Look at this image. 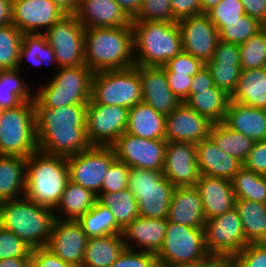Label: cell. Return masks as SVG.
I'll return each mask as SVG.
<instances>
[{"mask_svg":"<svg viewBox=\"0 0 266 267\" xmlns=\"http://www.w3.org/2000/svg\"><path fill=\"white\" fill-rule=\"evenodd\" d=\"M33 104L39 151L67 158L92 147L86 130L87 104L52 109L35 98Z\"/></svg>","mask_w":266,"mask_h":267,"instance_id":"1","label":"cell"},{"mask_svg":"<svg viewBox=\"0 0 266 267\" xmlns=\"http://www.w3.org/2000/svg\"><path fill=\"white\" fill-rule=\"evenodd\" d=\"M84 61L93 72L135 66L132 26L85 28Z\"/></svg>","mask_w":266,"mask_h":267,"instance_id":"2","label":"cell"},{"mask_svg":"<svg viewBox=\"0 0 266 267\" xmlns=\"http://www.w3.org/2000/svg\"><path fill=\"white\" fill-rule=\"evenodd\" d=\"M54 221L53 209L26 197L0 202V227L13 232L32 249L47 246Z\"/></svg>","mask_w":266,"mask_h":267,"instance_id":"3","label":"cell"},{"mask_svg":"<svg viewBox=\"0 0 266 267\" xmlns=\"http://www.w3.org/2000/svg\"><path fill=\"white\" fill-rule=\"evenodd\" d=\"M69 181L66 157L37 150L26 158L24 197L39 205L55 209Z\"/></svg>","mask_w":266,"mask_h":267,"instance_id":"4","label":"cell"},{"mask_svg":"<svg viewBox=\"0 0 266 267\" xmlns=\"http://www.w3.org/2000/svg\"><path fill=\"white\" fill-rule=\"evenodd\" d=\"M136 66L163 67L183 51L177 22H132Z\"/></svg>","mask_w":266,"mask_h":267,"instance_id":"5","label":"cell"},{"mask_svg":"<svg viewBox=\"0 0 266 267\" xmlns=\"http://www.w3.org/2000/svg\"><path fill=\"white\" fill-rule=\"evenodd\" d=\"M51 75L34 91V98L43 107L55 109L63 105L88 104L94 73L86 65L59 67Z\"/></svg>","mask_w":266,"mask_h":267,"instance_id":"6","label":"cell"},{"mask_svg":"<svg viewBox=\"0 0 266 267\" xmlns=\"http://www.w3.org/2000/svg\"><path fill=\"white\" fill-rule=\"evenodd\" d=\"M160 266L203 267L213 258L205 246L204 228L167 221L164 242L156 254Z\"/></svg>","mask_w":266,"mask_h":267,"instance_id":"7","label":"cell"},{"mask_svg":"<svg viewBox=\"0 0 266 267\" xmlns=\"http://www.w3.org/2000/svg\"><path fill=\"white\" fill-rule=\"evenodd\" d=\"M37 150L33 102L0 110V155L27 158Z\"/></svg>","mask_w":266,"mask_h":267,"instance_id":"8","label":"cell"},{"mask_svg":"<svg viewBox=\"0 0 266 267\" xmlns=\"http://www.w3.org/2000/svg\"><path fill=\"white\" fill-rule=\"evenodd\" d=\"M174 188L162 171L133 167L129 169L128 189L137 200L141 217L167 218Z\"/></svg>","mask_w":266,"mask_h":267,"instance_id":"9","label":"cell"},{"mask_svg":"<svg viewBox=\"0 0 266 267\" xmlns=\"http://www.w3.org/2000/svg\"><path fill=\"white\" fill-rule=\"evenodd\" d=\"M91 99L97 104L133 108L142 102L138 66L94 73Z\"/></svg>","mask_w":266,"mask_h":267,"instance_id":"10","label":"cell"},{"mask_svg":"<svg viewBox=\"0 0 266 267\" xmlns=\"http://www.w3.org/2000/svg\"><path fill=\"white\" fill-rule=\"evenodd\" d=\"M205 246L213 260L230 261L247 244L240 216L234 207L204 224Z\"/></svg>","mask_w":266,"mask_h":267,"instance_id":"11","label":"cell"},{"mask_svg":"<svg viewBox=\"0 0 266 267\" xmlns=\"http://www.w3.org/2000/svg\"><path fill=\"white\" fill-rule=\"evenodd\" d=\"M115 159L111 146H92L69 156L66 158L69 180L98 196L101 193L104 176Z\"/></svg>","mask_w":266,"mask_h":267,"instance_id":"12","label":"cell"},{"mask_svg":"<svg viewBox=\"0 0 266 267\" xmlns=\"http://www.w3.org/2000/svg\"><path fill=\"white\" fill-rule=\"evenodd\" d=\"M59 67L85 65V28L74 14H66L44 33Z\"/></svg>","mask_w":266,"mask_h":267,"instance_id":"13","label":"cell"},{"mask_svg":"<svg viewBox=\"0 0 266 267\" xmlns=\"http://www.w3.org/2000/svg\"><path fill=\"white\" fill-rule=\"evenodd\" d=\"M128 108L97 104L92 99L86 109L87 137L92 146H111L128 124Z\"/></svg>","mask_w":266,"mask_h":267,"instance_id":"14","label":"cell"},{"mask_svg":"<svg viewBox=\"0 0 266 267\" xmlns=\"http://www.w3.org/2000/svg\"><path fill=\"white\" fill-rule=\"evenodd\" d=\"M167 141L146 139L124 132L112 145L116 159L129 167L162 171Z\"/></svg>","mask_w":266,"mask_h":267,"instance_id":"15","label":"cell"},{"mask_svg":"<svg viewBox=\"0 0 266 267\" xmlns=\"http://www.w3.org/2000/svg\"><path fill=\"white\" fill-rule=\"evenodd\" d=\"M65 15L51 0H12V24L23 34H44Z\"/></svg>","mask_w":266,"mask_h":267,"instance_id":"16","label":"cell"},{"mask_svg":"<svg viewBox=\"0 0 266 267\" xmlns=\"http://www.w3.org/2000/svg\"><path fill=\"white\" fill-rule=\"evenodd\" d=\"M182 37L183 51L200 59L204 64L211 60L219 32L206 13L177 21Z\"/></svg>","mask_w":266,"mask_h":267,"instance_id":"17","label":"cell"},{"mask_svg":"<svg viewBox=\"0 0 266 267\" xmlns=\"http://www.w3.org/2000/svg\"><path fill=\"white\" fill-rule=\"evenodd\" d=\"M211 122L181 102L170 114L166 115L165 140L167 142L199 143L209 137Z\"/></svg>","mask_w":266,"mask_h":267,"instance_id":"18","label":"cell"},{"mask_svg":"<svg viewBox=\"0 0 266 267\" xmlns=\"http://www.w3.org/2000/svg\"><path fill=\"white\" fill-rule=\"evenodd\" d=\"M88 237L77 220L55 218L48 248L64 262L81 267Z\"/></svg>","mask_w":266,"mask_h":267,"instance_id":"19","label":"cell"},{"mask_svg":"<svg viewBox=\"0 0 266 267\" xmlns=\"http://www.w3.org/2000/svg\"><path fill=\"white\" fill-rule=\"evenodd\" d=\"M162 174L175 186H195L199 179L196 144L167 142Z\"/></svg>","mask_w":266,"mask_h":267,"instance_id":"20","label":"cell"},{"mask_svg":"<svg viewBox=\"0 0 266 267\" xmlns=\"http://www.w3.org/2000/svg\"><path fill=\"white\" fill-rule=\"evenodd\" d=\"M142 101L164 115L170 114L181 101L168 86L163 67L138 66Z\"/></svg>","mask_w":266,"mask_h":267,"instance_id":"21","label":"cell"},{"mask_svg":"<svg viewBox=\"0 0 266 267\" xmlns=\"http://www.w3.org/2000/svg\"><path fill=\"white\" fill-rule=\"evenodd\" d=\"M84 28L131 26L132 20L116 0H79L74 13Z\"/></svg>","mask_w":266,"mask_h":267,"instance_id":"22","label":"cell"},{"mask_svg":"<svg viewBox=\"0 0 266 267\" xmlns=\"http://www.w3.org/2000/svg\"><path fill=\"white\" fill-rule=\"evenodd\" d=\"M166 228V218L138 216L122 230L125 246L130 250L157 254L163 245Z\"/></svg>","mask_w":266,"mask_h":267,"instance_id":"23","label":"cell"},{"mask_svg":"<svg viewBox=\"0 0 266 267\" xmlns=\"http://www.w3.org/2000/svg\"><path fill=\"white\" fill-rule=\"evenodd\" d=\"M166 219L191 228H204L206 218L199 190L195 186L175 187Z\"/></svg>","mask_w":266,"mask_h":267,"instance_id":"24","label":"cell"},{"mask_svg":"<svg viewBox=\"0 0 266 267\" xmlns=\"http://www.w3.org/2000/svg\"><path fill=\"white\" fill-rule=\"evenodd\" d=\"M195 187L199 190L206 220L235 207L236 197L230 180L200 174Z\"/></svg>","mask_w":266,"mask_h":267,"instance_id":"25","label":"cell"},{"mask_svg":"<svg viewBox=\"0 0 266 267\" xmlns=\"http://www.w3.org/2000/svg\"><path fill=\"white\" fill-rule=\"evenodd\" d=\"M197 166L200 174L232 180L243 163L219 149L208 137L196 144Z\"/></svg>","mask_w":266,"mask_h":267,"instance_id":"26","label":"cell"},{"mask_svg":"<svg viewBox=\"0 0 266 267\" xmlns=\"http://www.w3.org/2000/svg\"><path fill=\"white\" fill-rule=\"evenodd\" d=\"M223 123L254 142L266 139V113L264 109L230 100Z\"/></svg>","mask_w":266,"mask_h":267,"instance_id":"27","label":"cell"},{"mask_svg":"<svg viewBox=\"0 0 266 267\" xmlns=\"http://www.w3.org/2000/svg\"><path fill=\"white\" fill-rule=\"evenodd\" d=\"M166 115L140 102L128 111L126 132L146 139H165Z\"/></svg>","mask_w":266,"mask_h":267,"instance_id":"28","label":"cell"},{"mask_svg":"<svg viewBox=\"0 0 266 267\" xmlns=\"http://www.w3.org/2000/svg\"><path fill=\"white\" fill-rule=\"evenodd\" d=\"M26 158L0 155V202L24 197Z\"/></svg>","mask_w":266,"mask_h":267,"instance_id":"29","label":"cell"},{"mask_svg":"<svg viewBox=\"0 0 266 267\" xmlns=\"http://www.w3.org/2000/svg\"><path fill=\"white\" fill-rule=\"evenodd\" d=\"M230 100L264 109L266 107V67L242 70Z\"/></svg>","mask_w":266,"mask_h":267,"instance_id":"30","label":"cell"},{"mask_svg":"<svg viewBox=\"0 0 266 267\" xmlns=\"http://www.w3.org/2000/svg\"><path fill=\"white\" fill-rule=\"evenodd\" d=\"M125 248L122 234L88 238L81 267H110Z\"/></svg>","mask_w":266,"mask_h":267,"instance_id":"31","label":"cell"},{"mask_svg":"<svg viewBox=\"0 0 266 267\" xmlns=\"http://www.w3.org/2000/svg\"><path fill=\"white\" fill-rule=\"evenodd\" d=\"M98 196L81 185L68 181L61 200L53 210L55 218L78 220L96 203Z\"/></svg>","mask_w":266,"mask_h":267,"instance_id":"32","label":"cell"},{"mask_svg":"<svg viewBox=\"0 0 266 267\" xmlns=\"http://www.w3.org/2000/svg\"><path fill=\"white\" fill-rule=\"evenodd\" d=\"M184 102L211 122L219 123L224 120L230 96L214 85L209 89L190 90L189 97Z\"/></svg>","mask_w":266,"mask_h":267,"instance_id":"33","label":"cell"},{"mask_svg":"<svg viewBox=\"0 0 266 267\" xmlns=\"http://www.w3.org/2000/svg\"><path fill=\"white\" fill-rule=\"evenodd\" d=\"M21 70L0 72V110L12 109L23 102L34 101L35 88L21 77Z\"/></svg>","mask_w":266,"mask_h":267,"instance_id":"34","label":"cell"},{"mask_svg":"<svg viewBox=\"0 0 266 267\" xmlns=\"http://www.w3.org/2000/svg\"><path fill=\"white\" fill-rule=\"evenodd\" d=\"M235 208L240 216L246 241L263 243L266 239V203L236 199Z\"/></svg>","mask_w":266,"mask_h":267,"instance_id":"35","label":"cell"},{"mask_svg":"<svg viewBox=\"0 0 266 267\" xmlns=\"http://www.w3.org/2000/svg\"><path fill=\"white\" fill-rule=\"evenodd\" d=\"M32 63L33 67H43L53 65L58 69V62L53 49L47 42L44 34H24L19 52V62L17 69L23 70V64Z\"/></svg>","mask_w":266,"mask_h":267,"instance_id":"36","label":"cell"},{"mask_svg":"<svg viewBox=\"0 0 266 267\" xmlns=\"http://www.w3.org/2000/svg\"><path fill=\"white\" fill-rule=\"evenodd\" d=\"M209 137L216 146L242 163L252 150L254 141L240 132L228 128L223 122L213 123Z\"/></svg>","mask_w":266,"mask_h":267,"instance_id":"37","label":"cell"},{"mask_svg":"<svg viewBox=\"0 0 266 267\" xmlns=\"http://www.w3.org/2000/svg\"><path fill=\"white\" fill-rule=\"evenodd\" d=\"M88 238L122 234V228L116 223L110 208L98 200L95 205L77 220Z\"/></svg>","mask_w":266,"mask_h":267,"instance_id":"38","label":"cell"},{"mask_svg":"<svg viewBox=\"0 0 266 267\" xmlns=\"http://www.w3.org/2000/svg\"><path fill=\"white\" fill-rule=\"evenodd\" d=\"M97 200L110 208L122 229L139 216L137 200L128 188L113 193H100Z\"/></svg>","mask_w":266,"mask_h":267,"instance_id":"39","label":"cell"},{"mask_svg":"<svg viewBox=\"0 0 266 267\" xmlns=\"http://www.w3.org/2000/svg\"><path fill=\"white\" fill-rule=\"evenodd\" d=\"M231 182L236 199L266 203V184L262 174L242 167Z\"/></svg>","mask_w":266,"mask_h":267,"instance_id":"40","label":"cell"},{"mask_svg":"<svg viewBox=\"0 0 266 267\" xmlns=\"http://www.w3.org/2000/svg\"><path fill=\"white\" fill-rule=\"evenodd\" d=\"M23 35L13 24L0 26V72L17 69Z\"/></svg>","mask_w":266,"mask_h":267,"instance_id":"41","label":"cell"},{"mask_svg":"<svg viewBox=\"0 0 266 267\" xmlns=\"http://www.w3.org/2000/svg\"><path fill=\"white\" fill-rule=\"evenodd\" d=\"M241 70L266 67V27L239 45Z\"/></svg>","mask_w":266,"mask_h":267,"instance_id":"42","label":"cell"},{"mask_svg":"<svg viewBox=\"0 0 266 267\" xmlns=\"http://www.w3.org/2000/svg\"><path fill=\"white\" fill-rule=\"evenodd\" d=\"M264 27L258 20L244 14L239 20L225 22V26L219 31V40L241 45Z\"/></svg>","mask_w":266,"mask_h":267,"instance_id":"43","label":"cell"},{"mask_svg":"<svg viewBox=\"0 0 266 267\" xmlns=\"http://www.w3.org/2000/svg\"><path fill=\"white\" fill-rule=\"evenodd\" d=\"M214 85L229 96L235 91L241 74L240 64L216 63L212 59L205 63Z\"/></svg>","mask_w":266,"mask_h":267,"instance_id":"44","label":"cell"},{"mask_svg":"<svg viewBox=\"0 0 266 267\" xmlns=\"http://www.w3.org/2000/svg\"><path fill=\"white\" fill-rule=\"evenodd\" d=\"M145 21L176 22L173 19L171 0H143L132 22Z\"/></svg>","mask_w":266,"mask_h":267,"instance_id":"45","label":"cell"},{"mask_svg":"<svg viewBox=\"0 0 266 267\" xmlns=\"http://www.w3.org/2000/svg\"><path fill=\"white\" fill-rule=\"evenodd\" d=\"M206 14L219 32L225 26V22L239 20L245 14V10L240 0H221Z\"/></svg>","mask_w":266,"mask_h":267,"instance_id":"46","label":"cell"},{"mask_svg":"<svg viewBox=\"0 0 266 267\" xmlns=\"http://www.w3.org/2000/svg\"><path fill=\"white\" fill-rule=\"evenodd\" d=\"M130 167L115 159L104 176L101 193H113L128 188Z\"/></svg>","mask_w":266,"mask_h":267,"instance_id":"47","label":"cell"},{"mask_svg":"<svg viewBox=\"0 0 266 267\" xmlns=\"http://www.w3.org/2000/svg\"><path fill=\"white\" fill-rule=\"evenodd\" d=\"M32 248L13 232L0 227V260L30 257Z\"/></svg>","mask_w":266,"mask_h":267,"instance_id":"48","label":"cell"},{"mask_svg":"<svg viewBox=\"0 0 266 267\" xmlns=\"http://www.w3.org/2000/svg\"><path fill=\"white\" fill-rule=\"evenodd\" d=\"M231 267H266V245L249 243L230 260Z\"/></svg>","mask_w":266,"mask_h":267,"instance_id":"49","label":"cell"},{"mask_svg":"<svg viewBox=\"0 0 266 267\" xmlns=\"http://www.w3.org/2000/svg\"><path fill=\"white\" fill-rule=\"evenodd\" d=\"M110 267H160V264L154 253L125 248Z\"/></svg>","mask_w":266,"mask_h":267,"instance_id":"50","label":"cell"},{"mask_svg":"<svg viewBox=\"0 0 266 267\" xmlns=\"http://www.w3.org/2000/svg\"><path fill=\"white\" fill-rule=\"evenodd\" d=\"M205 64L193 55L182 51L170 59L164 66L165 73H182L194 76Z\"/></svg>","mask_w":266,"mask_h":267,"instance_id":"51","label":"cell"},{"mask_svg":"<svg viewBox=\"0 0 266 267\" xmlns=\"http://www.w3.org/2000/svg\"><path fill=\"white\" fill-rule=\"evenodd\" d=\"M27 267H75L74 265L64 262L48 248H34L27 262Z\"/></svg>","mask_w":266,"mask_h":267,"instance_id":"52","label":"cell"},{"mask_svg":"<svg viewBox=\"0 0 266 267\" xmlns=\"http://www.w3.org/2000/svg\"><path fill=\"white\" fill-rule=\"evenodd\" d=\"M243 167L262 175L266 174V139L254 142Z\"/></svg>","mask_w":266,"mask_h":267,"instance_id":"53","label":"cell"},{"mask_svg":"<svg viewBox=\"0 0 266 267\" xmlns=\"http://www.w3.org/2000/svg\"><path fill=\"white\" fill-rule=\"evenodd\" d=\"M166 77L171 91L184 102L189 97L193 77L182 73H166Z\"/></svg>","mask_w":266,"mask_h":267,"instance_id":"54","label":"cell"},{"mask_svg":"<svg viewBox=\"0 0 266 267\" xmlns=\"http://www.w3.org/2000/svg\"><path fill=\"white\" fill-rule=\"evenodd\" d=\"M173 19L177 22L202 13L201 0H171Z\"/></svg>","mask_w":266,"mask_h":267,"instance_id":"55","label":"cell"},{"mask_svg":"<svg viewBox=\"0 0 266 267\" xmlns=\"http://www.w3.org/2000/svg\"><path fill=\"white\" fill-rule=\"evenodd\" d=\"M212 60L216 63L240 64L239 45L219 40Z\"/></svg>","mask_w":266,"mask_h":267,"instance_id":"56","label":"cell"},{"mask_svg":"<svg viewBox=\"0 0 266 267\" xmlns=\"http://www.w3.org/2000/svg\"><path fill=\"white\" fill-rule=\"evenodd\" d=\"M245 14L266 26V0H240Z\"/></svg>","mask_w":266,"mask_h":267,"instance_id":"57","label":"cell"},{"mask_svg":"<svg viewBox=\"0 0 266 267\" xmlns=\"http://www.w3.org/2000/svg\"><path fill=\"white\" fill-rule=\"evenodd\" d=\"M214 86L209 70L204 66L194 76L190 90L209 89Z\"/></svg>","mask_w":266,"mask_h":267,"instance_id":"58","label":"cell"},{"mask_svg":"<svg viewBox=\"0 0 266 267\" xmlns=\"http://www.w3.org/2000/svg\"><path fill=\"white\" fill-rule=\"evenodd\" d=\"M125 14L132 20L139 12L143 0H116Z\"/></svg>","mask_w":266,"mask_h":267,"instance_id":"59","label":"cell"},{"mask_svg":"<svg viewBox=\"0 0 266 267\" xmlns=\"http://www.w3.org/2000/svg\"><path fill=\"white\" fill-rule=\"evenodd\" d=\"M12 24V0H0V26Z\"/></svg>","mask_w":266,"mask_h":267,"instance_id":"60","label":"cell"},{"mask_svg":"<svg viewBox=\"0 0 266 267\" xmlns=\"http://www.w3.org/2000/svg\"><path fill=\"white\" fill-rule=\"evenodd\" d=\"M66 14H74L79 0H51Z\"/></svg>","mask_w":266,"mask_h":267,"instance_id":"61","label":"cell"},{"mask_svg":"<svg viewBox=\"0 0 266 267\" xmlns=\"http://www.w3.org/2000/svg\"><path fill=\"white\" fill-rule=\"evenodd\" d=\"M29 257L8 258L0 260V267H27Z\"/></svg>","mask_w":266,"mask_h":267,"instance_id":"62","label":"cell"},{"mask_svg":"<svg viewBox=\"0 0 266 267\" xmlns=\"http://www.w3.org/2000/svg\"><path fill=\"white\" fill-rule=\"evenodd\" d=\"M221 0H201L202 13H207L214 6H216Z\"/></svg>","mask_w":266,"mask_h":267,"instance_id":"63","label":"cell"},{"mask_svg":"<svg viewBox=\"0 0 266 267\" xmlns=\"http://www.w3.org/2000/svg\"><path fill=\"white\" fill-rule=\"evenodd\" d=\"M203 267H231L230 261L213 260L210 264Z\"/></svg>","mask_w":266,"mask_h":267,"instance_id":"64","label":"cell"},{"mask_svg":"<svg viewBox=\"0 0 266 267\" xmlns=\"http://www.w3.org/2000/svg\"><path fill=\"white\" fill-rule=\"evenodd\" d=\"M263 176H264V181H265V184H266V174H263Z\"/></svg>","mask_w":266,"mask_h":267,"instance_id":"65","label":"cell"}]
</instances>
